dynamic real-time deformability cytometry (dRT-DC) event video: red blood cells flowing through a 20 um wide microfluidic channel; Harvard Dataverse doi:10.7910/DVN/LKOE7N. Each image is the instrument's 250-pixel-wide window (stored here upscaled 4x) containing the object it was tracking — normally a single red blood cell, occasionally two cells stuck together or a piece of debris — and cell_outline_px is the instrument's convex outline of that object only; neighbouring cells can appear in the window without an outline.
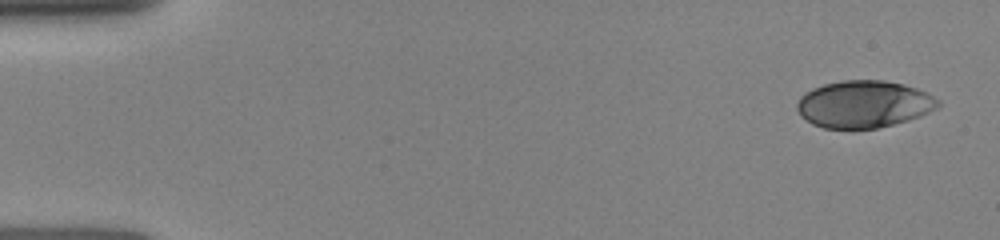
{"species": "human", "species_latin": "Homo sapiens", "temperature_condition": "room temperature", "stored_images_in_passage": 7, "camera_frame_rate_fps": 3000, "um_per_image_px": 0.085, "donor": {"sex": "female"}, "frame": {"image": 1, "passage_image": 1, "time_ms": 0.0, "image_size_px": [1000, 240], "cell_outline_px": [[940, 104], [936, 108], [920, 116], [908, 120], [876, 128], [824, 128], [812, 124], [800, 116], [796, 108], [796, 104], [800, 96], [812, 88], [824, 84], [844, 80], [884, 80], [904, 84], [916, 88], [940, 100]], "centroid_in_image_um": [73.39, 8.85], "position_along_channel_um": 11.6, "area_um2": 38.67}}